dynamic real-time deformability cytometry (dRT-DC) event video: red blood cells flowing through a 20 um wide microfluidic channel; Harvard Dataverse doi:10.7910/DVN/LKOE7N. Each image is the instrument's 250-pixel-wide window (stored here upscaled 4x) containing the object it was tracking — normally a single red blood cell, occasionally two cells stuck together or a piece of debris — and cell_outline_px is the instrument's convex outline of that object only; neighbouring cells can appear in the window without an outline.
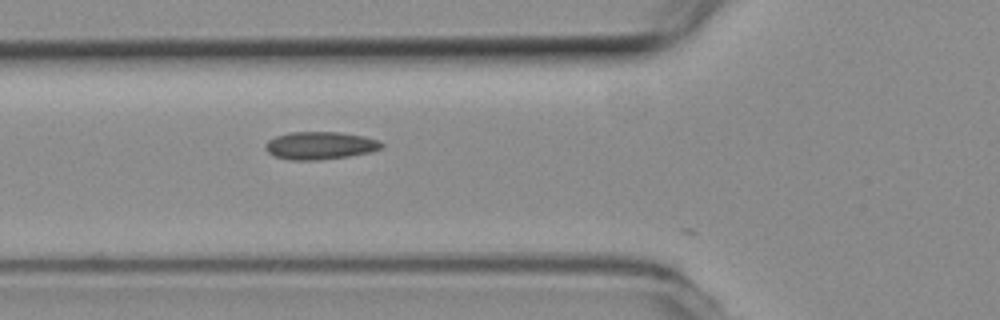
{"species": "common noctule bat (a hibernating species)", "species_latin": "Nyctalus noctula", "temperature_condition": "room temperature", "stored_images_in_passage": 6, "camera_frame_rate_fps": 3000, "um_per_image_px": 0.085, "animal": {"sex": "female", "body_mass_g": 19.3, "forearm_length_mm": 54.1}, "frame": {"image": 1, "passage_image": 2, "time_ms": 0.333, "image_size_px": [1000, 320], "cell_outline_px": [[384, 148], [372, 152], [348, 156], [320, 160], [288, 160], [276, 156], [268, 152], [264, 148], [264, 144], [268, 140], [276, 136], [288, 132], [340, 132], [364, 136], [380, 140], [384, 144]], "centroid_in_image_um": [27.23, 12.37], "position_along_channel_um": 98.6, "area_um2": 19.02}}
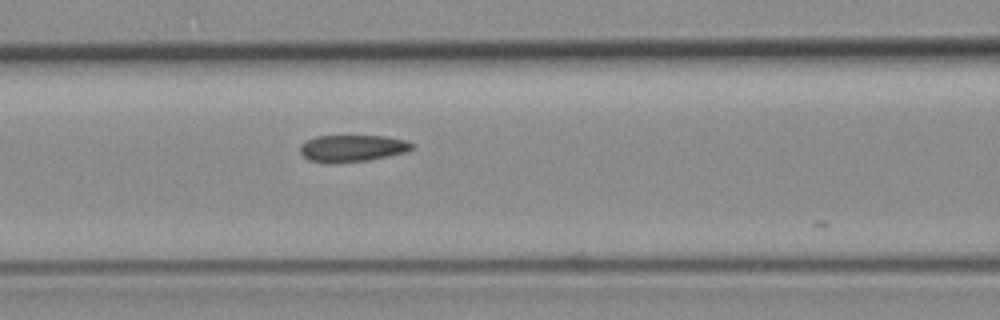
{"frame": {"image": 2, "passage_image": 5, "time_ms": 1.333, "image_size_px": [1000, 320], "cell_outline_px": [[416, 144], [412, 148], [404, 152], [368, 160], [336, 164], [332, 164], [308, 160], [300, 152], [300, 144], [316, 136], [384, 136], [404, 140]], "centroid_in_image_um": [29.9, 12.61], "position_along_channel_um": 136.7, "area_um2": 17.51}}